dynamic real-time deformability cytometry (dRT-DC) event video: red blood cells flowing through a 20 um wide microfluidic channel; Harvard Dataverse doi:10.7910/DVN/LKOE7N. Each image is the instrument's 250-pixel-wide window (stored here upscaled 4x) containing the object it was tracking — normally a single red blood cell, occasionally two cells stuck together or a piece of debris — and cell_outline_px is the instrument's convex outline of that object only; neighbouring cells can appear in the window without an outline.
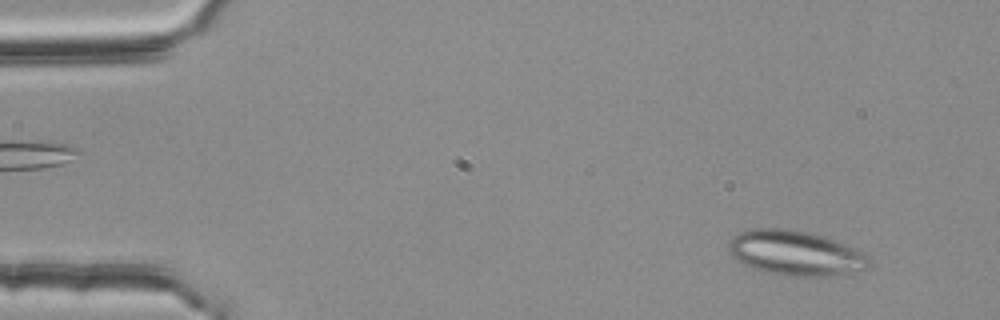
{"species": "common noctule bat (a hibernating species)", "species_latin": "Nyctalus noctula", "temperature_condition": "room temperature", "stored_images_in_passage": 50, "segment_of_instrument_passage": [1, 2], "camera_frame_rate_fps": 3000, "um_per_image_px": 0.085, "animal": {"sex": "female", "body_mass_g": 25.1}, "frame": {"image": 1, "passage_image": 4, "time_ms": 1.0, "image_size_px": [1000, 320], "cell_outline_px": [[872, 264], [868, 268], [836, 276], [796, 276], [768, 272], [744, 264], [736, 260], [732, 256], [728, 248], [728, 244], [732, 236], [748, 228], [788, 228], [808, 232], [824, 236], [844, 244], [868, 256]], "centroid_in_image_um": [67.6, 21.5], "position_along_channel_um": 17.4, "area_um2": 36.65}}